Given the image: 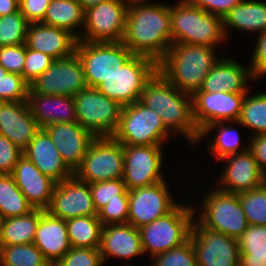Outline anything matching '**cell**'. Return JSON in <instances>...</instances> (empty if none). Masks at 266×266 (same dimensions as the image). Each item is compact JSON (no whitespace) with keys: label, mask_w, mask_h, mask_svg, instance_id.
<instances>
[{"label":"cell","mask_w":266,"mask_h":266,"mask_svg":"<svg viewBox=\"0 0 266 266\" xmlns=\"http://www.w3.org/2000/svg\"><path fill=\"white\" fill-rule=\"evenodd\" d=\"M122 42L134 55H143L158 63L172 45L170 6L144 2L128 4Z\"/></svg>","instance_id":"obj_1"},{"label":"cell","mask_w":266,"mask_h":266,"mask_svg":"<svg viewBox=\"0 0 266 266\" xmlns=\"http://www.w3.org/2000/svg\"><path fill=\"white\" fill-rule=\"evenodd\" d=\"M140 101L158 112L165 127L196 143L199 130L193 119L192 95L172 85L159 71L147 82Z\"/></svg>","instance_id":"obj_2"},{"label":"cell","mask_w":266,"mask_h":266,"mask_svg":"<svg viewBox=\"0 0 266 266\" xmlns=\"http://www.w3.org/2000/svg\"><path fill=\"white\" fill-rule=\"evenodd\" d=\"M215 47L197 44H172L158 62V71L177 89L193 95L219 61Z\"/></svg>","instance_id":"obj_3"},{"label":"cell","mask_w":266,"mask_h":266,"mask_svg":"<svg viewBox=\"0 0 266 266\" xmlns=\"http://www.w3.org/2000/svg\"><path fill=\"white\" fill-rule=\"evenodd\" d=\"M170 16L172 44L214 47L226 39L222 17L190 5L185 0L170 6Z\"/></svg>","instance_id":"obj_4"},{"label":"cell","mask_w":266,"mask_h":266,"mask_svg":"<svg viewBox=\"0 0 266 266\" xmlns=\"http://www.w3.org/2000/svg\"><path fill=\"white\" fill-rule=\"evenodd\" d=\"M193 206L178 204L170 213L139 228L143 253L151 257L179 247L190 238Z\"/></svg>","instance_id":"obj_5"},{"label":"cell","mask_w":266,"mask_h":266,"mask_svg":"<svg viewBox=\"0 0 266 266\" xmlns=\"http://www.w3.org/2000/svg\"><path fill=\"white\" fill-rule=\"evenodd\" d=\"M158 71V63L143 55H132L119 70L96 88L122 107L140 100L147 82Z\"/></svg>","instance_id":"obj_6"},{"label":"cell","mask_w":266,"mask_h":266,"mask_svg":"<svg viewBox=\"0 0 266 266\" xmlns=\"http://www.w3.org/2000/svg\"><path fill=\"white\" fill-rule=\"evenodd\" d=\"M169 132L158 112L138 100L123 106L112 138L123 145H163Z\"/></svg>","instance_id":"obj_7"},{"label":"cell","mask_w":266,"mask_h":266,"mask_svg":"<svg viewBox=\"0 0 266 266\" xmlns=\"http://www.w3.org/2000/svg\"><path fill=\"white\" fill-rule=\"evenodd\" d=\"M209 192L203 196L197 221L204 228L238 239L248 227L239 195L219 189Z\"/></svg>","instance_id":"obj_8"},{"label":"cell","mask_w":266,"mask_h":266,"mask_svg":"<svg viewBox=\"0 0 266 266\" xmlns=\"http://www.w3.org/2000/svg\"><path fill=\"white\" fill-rule=\"evenodd\" d=\"M76 120L95 138L112 137L117 130L122 106L97 88L87 87L74 96Z\"/></svg>","instance_id":"obj_9"},{"label":"cell","mask_w":266,"mask_h":266,"mask_svg":"<svg viewBox=\"0 0 266 266\" xmlns=\"http://www.w3.org/2000/svg\"><path fill=\"white\" fill-rule=\"evenodd\" d=\"M88 87L96 88L116 73L133 55L122 42H87L78 40L75 47Z\"/></svg>","instance_id":"obj_10"},{"label":"cell","mask_w":266,"mask_h":266,"mask_svg":"<svg viewBox=\"0 0 266 266\" xmlns=\"http://www.w3.org/2000/svg\"><path fill=\"white\" fill-rule=\"evenodd\" d=\"M123 168L124 145L112 137H98L90 143L81 166L74 174L91 184L122 179Z\"/></svg>","instance_id":"obj_11"},{"label":"cell","mask_w":266,"mask_h":266,"mask_svg":"<svg viewBox=\"0 0 266 266\" xmlns=\"http://www.w3.org/2000/svg\"><path fill=\"white\" fill-rule=\"evenodd\" d=\"M128 4L124 0H106L85 10V33L78 40L119 42L124 37Z\"/></svg>","instance_id":"obj_12"},{"label":"cell","mask_w":266,"mask_h":266,"mask_svg":"<svg viewBox=\"0 0 266 266\" xmlns=\"http://www.w3.org/2000/svg\"><path fill=\"white\" fill-rule=\"evenodd\" d=\"M29 86L28 93L73 97L88 87L81 61L75 52L69 57L54 59L51 66Z\"/></svg>","instance_id":"obj_13"},{"label":"cell","mask_w":266,"mask_h":266,"mask_svg":"<svg viewBox=\"0 0 266 266\" xmlns=\"http://www.w3.org/2000/svg\"><path fill=\"white\" fill-rule=\"evenodd\" d=\"M197 266H240L238 239L204 228L196 220L190 238Z\"/></svg>","instance_id":"obj_14"},{"label":"cell","mask_w":266,"mask_h":266,"mask_svg":"<svg viewBox=\"0 0 266 266\" xmlns=\"http://www.w3.org/2000/svg\"><path fill=\"white\" fill-rule=\"evenodd\" d=\"M161 150L162 145H124L122 180L128 191L165 181Z\"/></svg>","instance_id":"obj_15"},{"label":"cell","mask_w":266,"mask_h":266,"mask_svg":"<svg viewBox=\"0 0 266 266\" xmlns=\"http://www.w3.org/2000/svg\"><path fill=\"white\" fill-rule=\"evenodd\" d=\"M165 181L128 191V223L140 228L170 213L178 203L171 198Z\"/></svg>","instance_id":"obj_16"},{"label":"cell","mask_w":266,"mask_h":266,"mask_svg":"<svg viewBox=\"0 0 266 266\" xmlns=\"http://www.w3.org/2000/svg\"><path fill=\"white\" fill-rule=\"evenodd\" d=\"M46 211L64 220L97 215L90 184L79 179L75 174L57 183L52 193L50 206Z\"/></svg>","instance_id":"obj_17"},{"label":"cell","mask_w":266,"mask_h":266,"mask_svg":"<svg viewBox=\"0 0 266 266\" xmlns=\"http://www.w3.org/2000/svg\"><path fill=\"white\" fill-rule=\"evenodd\" d=\"M246 93L195 92L192 95L193 119L199 132L215 122H236Z\"/></svg>","instance_id":"obj_18"},{"label":"cell","mask_w":266,"mask_h":266,"mask_svg":"<svg viewBox=\"0 0 266 266\" xmlns=\"http://www.w3.org/2000/svg\"><path fill=\"white\" fill-rule=\"evenodd\" d=\"M228 161L224 173L220 177L221 191L240 194L256 189L266 183V175L259 167L251 152L246 150L241 153L228 155L222 160Z\"/></svg>","instance_id":"obj_19"},{"label":"cell","mask_w":266,"mask_h":266,"mask_svg":"<svg viewBox=\"0 0 266 266\" xmlns=\"http://www.w3.org/2000/svg\"><path fill=\"white\" fill-rule=\"evenodd\" d=\"M43 129L55 144L64 163L75 173L95 137L78 122L54 123Z\"/></svg>","instance_id":"obj_20"},{"label":"cell","mask_w":266,"mask_h":266,"mask_svg":"<svg viewBox=\"0 0 266 266\" xmlns=\"http://www.w3.org/2000/svg\"><path fill=\"white\" fill-rule=\"evenodd\" d=\"M39 130L27 101L0 102V134L22 151Z\"/></svg>","instance_id":"obj_21"},{"label":"cell","mask_w":266,"mask_h":266,"mask_svg":"<svg viewBox=\"0 0 266 266\" xmlns=\"http://www.w3.org/2000/svg\"><path fill=\"white\" fill-rule=\"evenodd\" d=\"M11 175L34 209L46 210L50 206L57 183L44 175L26 156L19 158Z\"/></svg>","instance_id":"obj_22"},{"label":"cell","mask_w":266,"mask_h":266,"mask_svg":"<svg viewBox=\"0 0 266 266\" xmlns=\"http://www.w3.org/2000/svg\"><path fill=\"white\" fill-rule=\"evenodd\" d=\"M78 39L63 28L42 22L29 23L26 35V47L61 59L75 52Z\"/></svg>","instance_id":"obj_23"},{"label":"cell","mask_w":266,"mask_h":266,"mask_svg":"<svg viewBox=\"0 0 266 266\" xmlns=\"http://www.w3.org/2000/svg\"><path fill=\"white\" fill-rule=\"evenodd\" d=\"M23 155L56 183H60L74 174L64 163L61 154L44 129H40L36 133L23 151Z\"/></svg>","instance_id":"obj_24"},{"label":"cell","mask_w":266,"mask_h":266,"mask_svg":"<svg viewBox=\"0 0 266 266\" xmlns=\"http://www.w3.org/2000/svg\"><path fill=\"white\" fill-rule=\"evenodd\" d=\"M33 243L53 266L72 247L66 220L54 217L46 210L41 209V218Z\"/></svg>","instance_id":"obj_25"},{"label":"cell","mask_w":266,"mask_h":266,"mask_svg":"<svg viewBox=\"0 0 266 266\" xmlns=\"http://www.w3.org/2000/svg\"><path fill=\"white\" fill-rule=\"evenodd\" d=\"M248 79L254 80L251 67H244L229 57L222 58L212 67L201 89L196 92L248 93Z\"/></svg>","instance_id":"obj_26"},{"label":"cell","mask_w":266,"mask_h":266,"mask_svg":"<svg viewBox=\"0 0 266 266\" xmlns=\"http://www.w3.org/2000/svg\"><path fill=\"white\" fill-rule=\"evenodd\" d=\"M99 250L103 263L108 256L130 259L143 254L139 228L129 223L104 225Z\"/></svg>","instance_id":"obj_27"},{"label":"cell","mask_w":266,"mask_h":266,"mask_svg":"<svg viewBox=\"0 0 266 266\" xmlns=\"http://www.w3.org/2000/svg\"><path fill=\"white\" fill-rule=\"evenodd\" d=\"M27 102L40 129L54 123L77 122L73 96L28 93Z\"/></svg>","instance_id":"obj_28"},{"label":"cell","mask_w":266,"mask_h":266,"mask_svg":"<svg viewBox=\"0 0 266 266\" xmlns=\"http://www.w3.org/2000/svg\"><path fill=\"white\" fill-rule=\"evenodd\" d=\"M266 32V2L256 0H241L223 17V29L226 28Z\"/></svg>","instance_id":"obj_29"},{"label":"cell","mask_w":266,"mask_h":266,"mask_svg":"<svg viewBox=\"0 0 266 266\" xmlns=\"http://www.w3.org/2000/svg\"><path fill=\"white\" fill-rule=\"evenodd\" d=\"M40 218L41 209H34L24 216L1 219L0 246L33 243Z\"/></svg>","instance_id":"obj_30"},{"label":"cell","mask_w":266,"mask_h":266,"mask_svg":"<svg viewBox=\"0 0 266 266\" xmlns=\"http://www.w3.org/2000/svg\"><path fill=\"white\" fill-rule=\"evenodd\" d=\"M42 23L66 29L79 39L74 28L84 26L85 10L78 0H52L46 9Z\"/></svg>","instance_id":"obj_31"},{"label":"cell","mask_w":266,"mask_h":266,"mask_svg":"<svg viewBox=\"0 0 266 266\" xmlns=\"http://www.w3.org/2000/svg\"><path fill=\"white\" fill-rule=\"evenodd\" d=\"M238 244L240 266H266V226L248 225Z\"/></svg>","instance_id":"obj_32"},{"label":"cell","mask_w":266,"mask_h":266,"mask_svg":"<svg viewBox=\"0 0 266 266\" xmlns=\"http://www.w3.org/2000/svg\"><path fill=\"white\" fill-rule=\"evenodd\" d=\"M71 246L74 248H99L102 224L97 215L74 217L66 220Z\"/></svg>","instance_id":"obj_33"},{"label":"cell","mask_w":266,"mask_h":266,"mask_svg":"<svg viewBox=\"0 0 266 266\" xmlns=\"http://www.w3.org/2000/svg\"><path fill=\"white\" fill-rule=\"evenodd\" d=\"M34 210L11 174H0V217L24 216Z\"/></svg>","instance_id":"obj_34"},{"label":"cell","mask_w":266,"mask_h":266,"mask_svg":"<svg viewBox=\"0 0 266 266\" xmlns=\"http://www.w3.org/2000/svg\"><path fill=\"white\" fill-rule=\"evenodd\" d=\"M223 124L224 122H215L205 126L200 131L198 138V141H200V139L203 140L204 136L208 135L210 131L212 132V130H214L218 125V128L221 127V129L218 131V134H216L212 140L213 143L208 145V147L210 146V153L214 155L216 154L218 160L228 155H233L248 150L247 146H245V148H241V150H238V147L240 146L239 144H241L239 132L231 124L229 126H225Z\"/></svg>","instance_id":"obj_35"},{"label":"cell","mask_w":266,"mask_h":266,"mask_svg":"<svg viewBox=\"0 0 266 266\" xmlns=\"http://www.w3.org/2000/svg\"><path fill=\"white\" fill-rule=\"evenodd\" d=\"M0 265L52 266L34 243L0 246Z\"/></svg>","instance_id":"obj_36"},{"label":"cell","mask_w":266,"mask_h":266,"mask_svg":"<svg viewBox=\"0 0 266 266\" xmlns=\"http://www.w3.org/2000/svg\"><path fill=\"white\" fill-rule=\"evenodd\" d=\"M234 123L250 128L256 135L266 134V92L246 96L238 120Z\"/></svg>","instance_id":"obj_37"},{"label":"cell","mask_w":266,"mask_h":266,"mask_svg":"<svg viewBox=\"0 0 266 266\" xmlns=\"http://www.w3.org/2000/svg\"><path fill=\"white\" fill-rule=\"evenodd\" d=\"M238 195L248 225L266 226V183Z\"/></svg>","instance_id":"obj_38"},{"label":"cell","mask_w":266,"mask_h":266,"mask_svg":"<svg viewBox=\"0 0 266 266\" xmlns=\"http://www.w3.org/2000/svg\"><path fill=\"white\" fill-rule=\"evenodd\" d=\"M29 22L20 9L0 16V47L25 44Z\"/></svg>","instance_id":"obj_39"},{"label":"cell","mask_w":266,"mask_h":266,"mask_svg":"<svg viewBox=\"0 0 266 266\" xmlns=\"http://www.w3.org/2000/svg\"><path fill=\"white\" fill-rule=\"evenodd\" d=\"M93 204L98 212L108 202L129 199L128 190L122 179L99 181L90 184Z\"/></svg>","instance_id":"obj_40"},{"label":"cell","mask_w":266,"mask_h":266,"mask_svg":"<svg viewBox=\"0 0 266 266\" xmlns=\"http://www.w3.org/2000/svg\"><path fill=\"white\" fill-rule=\"evenodd\" d=\"M153 258L155 261L153 266H197L195 251L190 239L181 246Z\"/></svg>","instance_id":"obj_41"},{"label":"cell","mask_w":266,"mask_h":266,"mask_svg":"<svg viewBox=\"0 0 266 266\" xmlns=\"http://www.w3.org/2000/svg\"><path fill=\"white\" fill-rule=\"evenodd\" d=\"M29 88L23 76L8 72L0 80V102L27 101Z\"/></svg>","instance_id":"obj_42"},{"label":"cell","mask_w":266,"mask_h":266,"mask_svg":"<svg viewBox=\"0 0 266 266\" xmlns=\"http://www.w3.org/2000/svg\"><path fill=\"white\" fill-rule=\"evenodd\" d=\"M102 264L99 248L71 247L53 266H102Z\"/></svg>","instance_id":"obj_43"},{"label":"cell","mask_w":266,"mask_h":266,"mask_svg":"<svg viewBox=\"0 0 266 266\" xmlns=\"http://www.w3.org/2000/svg\"><path fill=\"white\" fill-rule=\"evenodd\" d=\"M54 59L33 49L26 47V57L23 69V78L30 85L38 76L46 71Z\"/></svg>","instance_id":"obj_44"},{"label":"cell","mask_w":266,"mask_h":266,"mask_svg":"<svg viewBox=\"0 0 266 266\" xmlns=\"http://www.w3.org/2000/svg\"><path fill=\"white\" fill-rule=\"evenodd\" d=\"M26 44L1 46L0 64L10 73L23 76Z\"/></svg>","instance_id":"obj_45"},{"label":"cell","mask_w":266,"mask_h":266,"mask_svg":"<svg viewBox=\"0 0 266 266\" xmlns=\"http://www.w3.org/2000/svg\"><path fill=\"white\" fill-rule=\"evenodd\" d=\"M129 199H119L108 202L97 212L102 226L107 224L128 223Z\"/></svg>","instance_id":"obj_46"},{"label":"cell","mask_w":266,"mask_h":266,"mask_svg":"<svg viewBox=\"0 0 266 266\" xmlns=\"http://www.w3.org/2000/svg\"><path fill=\"white\" fill-rule=\"evenodd\" d=\"M23 151L0 134V174H11Z\"/></svg>","instance_id":"obj_47"},{"label":"cell","mask_w":266,"mask_h":266,"mask_svg":"<svg viewBox=\"0 0 266 266\" xmlns=\"http://www.w3.org/2000/svg\"><path fill=\"white\" fill-rule=\"evenodd\" d=\"M52 0H19V9L29 23L42 22Z\"/></svg>","instance_id":"obj_48"},{"label":"cell","mask_w":266,"mask_h":266,"mask_svg":"<svg viewBox=\"0 0 266 266\" xmlns=\"http://www.w3.org/2000/svg\"><path fill=\"white\" fill-rule=\"evenodd\" d=\"M213 15L224 17L241 0H185Z\"/></svg>","instance_id":"obj_49"},{"label":"cell","mask_w":266,"mask_h":266,"mask_svg":"<svg viewBox=\"0 0 266 266\" xmlns=\"http://www.w3.org/2000/svg\"><path fill=\"white\" fill-rule=\"evenodd\" d=\"M250 65L254 79L266 75V32L259 35Z\"/></svg>","instance_id":"obj_50"},{"label":"cell","mask_w":266,"mask_h":266,"mask_svg":"<svg viewBox=\"0 0 266 266\" xmlns=\"http://www.w3.org/2000/svg\"><path fill=\"white\" fill-rule=\"evenodd\" d=\"M252 137L248 150L266 175V134L254 133Z\"/></svg>","instance_id":"obj_51"},{"label":"cell","mask_w":266,"mask_h":266,"mask_svg":"<svg viewBox=\"0 0 266 266\" xmlns=\"http://www.w3.org/2000/svg\"><path fill=\"white\" fill-rule=\"evenodd\" d=\"M19 10V0H0V16L9 15Z\"/></svg>","instance_id":"obj_52"},{"label":"cell","mask_w":266,"mask_h":266,"mask_svg":"<svg viewBox=\"0 0 266 266\" xmlns=\"http://www.w3.org/2000/svg\"><path fill=\"white\" fill-rule=\"evenodd\" d=\"M78 1L81 3V6L84 8V10H86L106 0H78Z\"/></svg>","instance_id":"obj_53"},{"label":"cell","mask_w":266,"mask_h":266,"mask_svg":"<svg viewBox=\"0 0 266 266\" xmlns=\"http://www.w3.org/2000/svg\"><path fill=\"white\" fill-rule=\"evenodd\" d=\"M8 73V71L0 64V80Z\"/></svg>","instance_id":"obj_54"},{"label":"cell","mask_w":266,"mask_h":266,"mask_svg":"<svg viewBox=\"0 0 266 266\" xmlns=\"http://www.w3.org/2000/svg\"><path fill=\"white\" fill-rule=\"evenodd\" d=\"M127 4H131V3H137V2H145L147 0H124Z\"/></svg>","instance_id":"obj_55"}]
</instances>
